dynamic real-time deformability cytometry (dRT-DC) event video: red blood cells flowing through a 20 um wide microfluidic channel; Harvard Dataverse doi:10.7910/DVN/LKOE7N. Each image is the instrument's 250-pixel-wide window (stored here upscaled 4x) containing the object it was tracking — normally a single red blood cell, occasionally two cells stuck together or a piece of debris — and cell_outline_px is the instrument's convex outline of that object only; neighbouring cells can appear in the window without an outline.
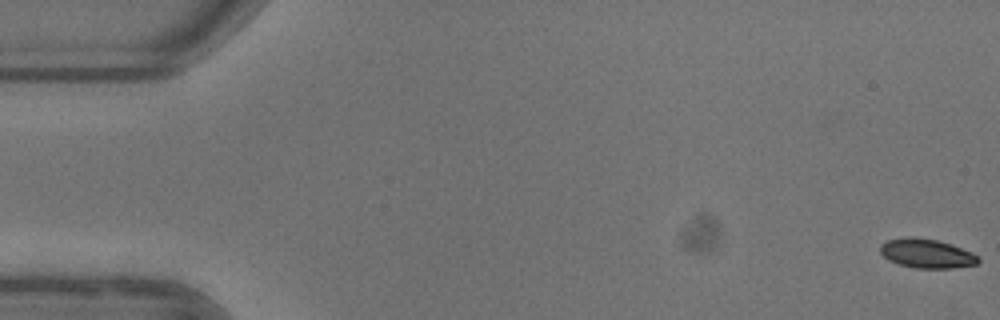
{"species": "common noctule bat (a hibernating species)", "species_latin": "Nyctalus noctula", "temperature_condition": "warm", "stored_images_in_passage": 53, "camera_frame_rate_fps": 3000, "um_per_image_px": 0.085, "animal": {"sex": "female"}, "frame": {"image": 1, "passage_image": 1, "time_ms": 0.0, "image_size_px": [1000, 320], "cell_outline_px": [[980, 260], [976, 264], [952, 268], [916, 268], [900, 264], [888, 260], [880, 252], [880, 244], [888, 240], [908, 236], [936, 240], [972, 252], [980, 256]], "centroid_in_image_um": [78.76, 21.55], "position_along_channel_um": 6.2, "area_um2": 16.47}}
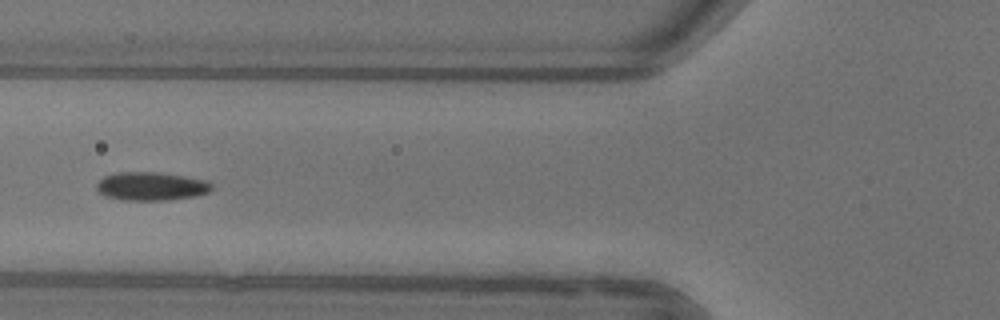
{"frame": {"image": 2, "passage_image": 21, "time_ms": 6.667, "image_size_px": [1000, 320], "cell_outline_px": [[212, 188], [208, 192], [196, 196], [168, 200], [124, 200], [104, 196], [96, 188], [96, 184], [104, 176], [116, 172], [160, 172], [184, 176], [204, 180], [212, 184]], "centroid_in_image_um": [12.83, 15.83], "position_along_channel_um": 113.0, "area_um2": 19.07}}
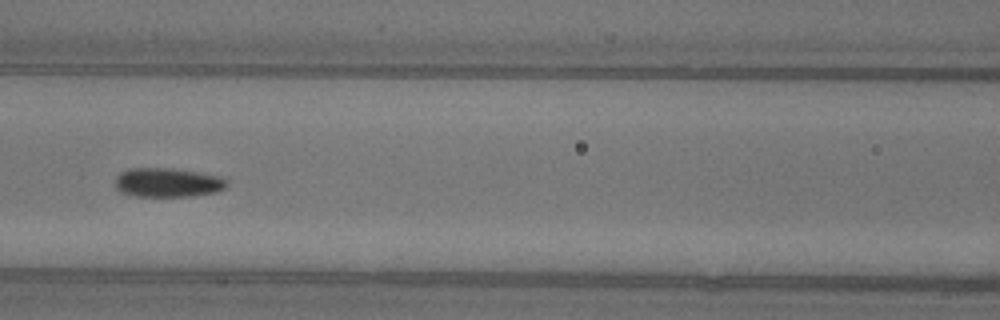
{"frame": {"image": 3, "passage_image": 24, "time_ms": 7.667, "image_size_px": [1000, 320], "cell_outline_px": [[228, 184], [224, 188], [216, 192], [192, 196], [136, 196], [120, 192], [116, 188], [116, 176], [120, 172], [128, 168], [172, 168], [220, 176]], "centroid_in_image_um": [14.21, 15.51], "position_along_channel_um": 152.4, "area_um2": 18.9}, "authors_computed_cell_mechanics": {"area_um2": 18.0336, "velocity_mm_per_s": 3.9154, "shape_relaxation_time_tau1_ms": 7.5005, "shape_relaxation_time_tau2_ms": 2.328, "deformation_change_tau1": 0.191, "deformation_change_tau2": 0.0573}}